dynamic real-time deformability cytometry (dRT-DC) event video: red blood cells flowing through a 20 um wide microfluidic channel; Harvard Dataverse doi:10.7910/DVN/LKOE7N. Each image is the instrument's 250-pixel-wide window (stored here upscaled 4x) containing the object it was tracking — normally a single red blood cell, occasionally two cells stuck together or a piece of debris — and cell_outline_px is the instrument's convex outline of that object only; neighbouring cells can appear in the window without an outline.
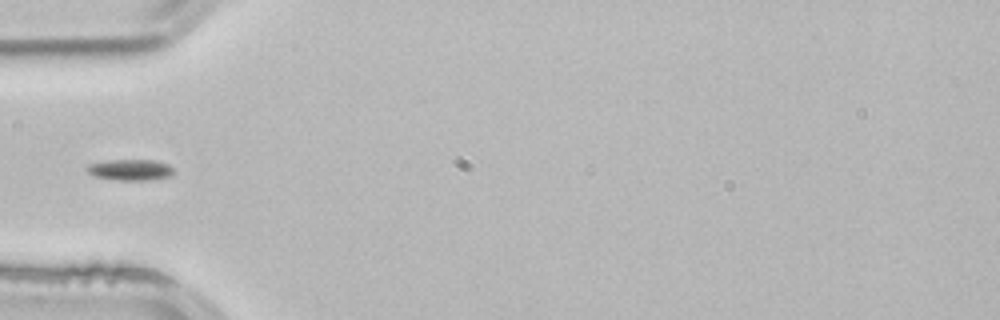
{"species": "common noctule bat (a hibernating species)", "species_latin": "Nyctalus noctula", "temperature_condition": "room temperature", "stored_images_in_passage": 3, "camera_frame_rate_fps": 3000, "um_per_image_px": 0.085, "animal": {"sex": "male", "body_mass_g": 21.5, "forearm_length_mm": 52.0}, "frame": {"image": 1, "passage_image": 3, "time_ms": 0.667, "image_size_px": [1000, 320], "cell_outline_px": [[172, 172], [168, 176], [148, 180], [112, 180], [96, 176], [88, 172], [84, 168], [88, 164], [108, 160], [152, 160], [168, 164], [172, 168]], "centroid_in_image_um": [11.01, 14.43], "position_along_channel_um": 74.0, "area_um2": 10.52}}